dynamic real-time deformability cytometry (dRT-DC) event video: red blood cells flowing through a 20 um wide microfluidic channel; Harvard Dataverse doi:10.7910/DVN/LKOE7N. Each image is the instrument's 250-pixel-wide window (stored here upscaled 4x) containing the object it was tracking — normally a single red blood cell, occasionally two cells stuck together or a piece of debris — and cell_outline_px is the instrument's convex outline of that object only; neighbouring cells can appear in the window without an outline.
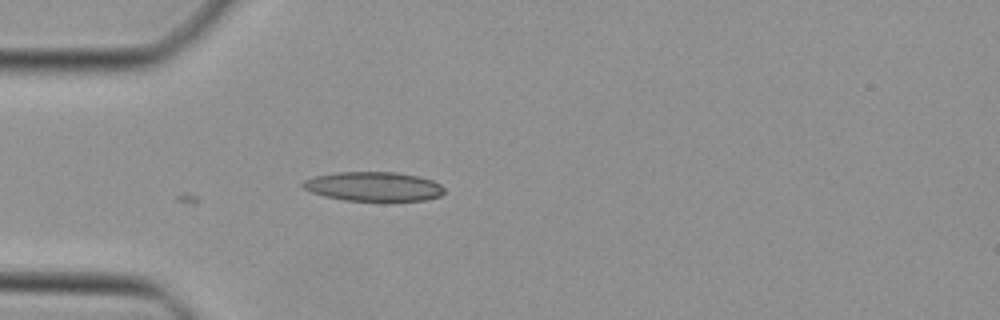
{"species": "Egyptian fruit bat (a non-hibernating species)", "species_latin": "Rousettus aegyptiacus", "temperature_condition": "cold", "stored_images_in_passage": 13, "camera_frame_rate_fps": 3000, "um_per_image_px": 0.085, "animal": {"sex": "female"}, "frame": {"image": 1, "passage_image": 13, "time_ms": 4.0, "image_size_px": [1000, 320], "cell_outline_px": [[444, 192], [440, 196], [424, 200], [384, 204], [344, 200], [324, 196], [312, 192], [304, 188], [300, 184], [304, 180], [316, 176], [336, 172], [396, 172], [416, 176], [432, 180], [440, 184], [444, 188]], "centroid_in_image_um": [31.78, 15.9], "position_along_channel_um": 53.2, "area_um2": 25.03}}